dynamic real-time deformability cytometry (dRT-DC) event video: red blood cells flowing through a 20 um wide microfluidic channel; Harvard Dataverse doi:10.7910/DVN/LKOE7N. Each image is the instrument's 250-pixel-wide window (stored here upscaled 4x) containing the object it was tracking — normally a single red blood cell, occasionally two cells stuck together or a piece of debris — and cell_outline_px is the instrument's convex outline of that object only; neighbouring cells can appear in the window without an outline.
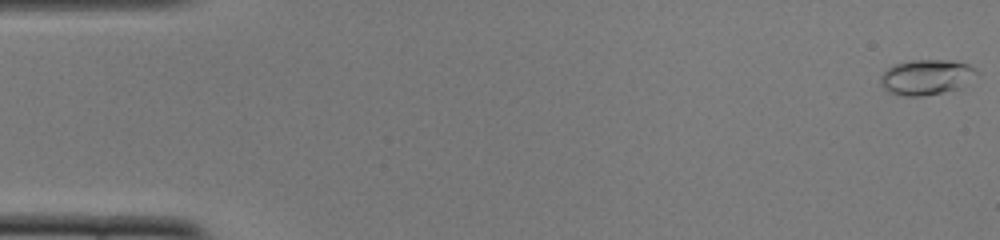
{"species": "common noctule bat (a hibernating species)", "species_latin": "Nyctalus noctula", "temperature_condition": "cold", "stored_images_in_passage": 51, "camera_frame_rate_fps": 3000, "um_per_image_px": 0.085, "animal": {"sex": "female", "body_mass_g": 22.0, "forearm_length_mm": 56.7}, "frame": {"image": 1, "passage_image": 1, "time_ms": 0.0, "image_size_px": [1000, 240], "cell_outline_px": [[980, 72], [960, 88], [924, 96], [908, 96], [888, 92], [880, 84], [880, 76], [892, 64], [912, 60], [952, 60], [968, 64]], "centroid_in_image_um": [78.73, 6.55], "position_along_channel_um": 6.3, "area_um2": 19.83}}
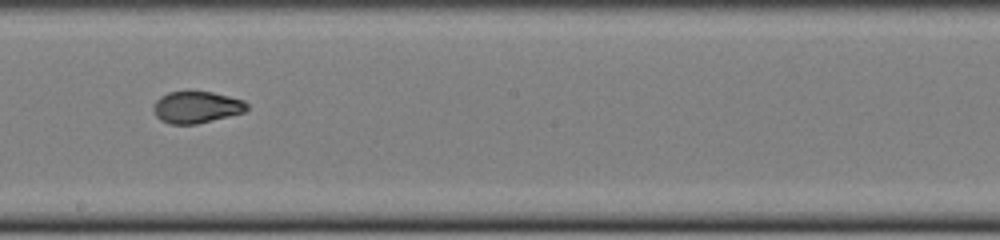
{"frame": {"image": 2, "passage_image": 29, "time_ms": 9.333, "image_size_px": [1000, 240], "cell_outline_px": [[248, 108], [244, 112], [196, 124], [168, 124], [160, 120], [156, 116], [152, 108], [156, 100], [160, 96], [168, 92], [188, 88], [212, 92], [244, 100], [248, 104]], "centroid_in_image_um": [16.65, 9.07], "position_along_channel_um": 231.5, "area_um2": 17.86}}
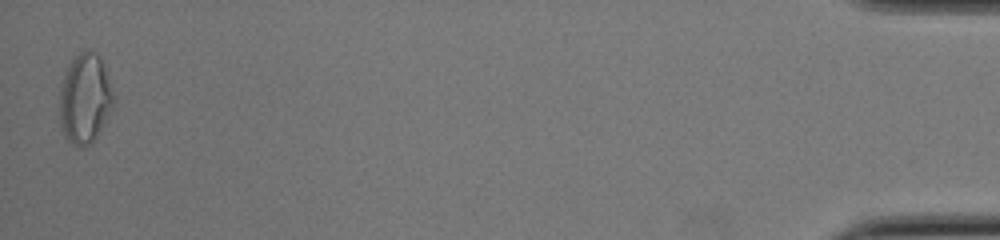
{"frame": {"image": 3, "passage_image": 51, "time_ms": 16.667, "image_size_px": [1000, 240], "cell_outline_px": [[116, 100], [92, 144], [84, 148], [80, 148], [72, 144], [64, 136], [60, 124], [60, 88], [68, 64], [84, 48], [96, 52], [100, 56], [104, 64], [116, 96]], "centroid_in_image_um": [7.24, 8.37], "position_along_channel_um": 428.0, "area_um2": 28.73}, "authors_computed_cell_mechanics": {"area_um2": 17.918, "velocity_mm_per_s": 3.9234, "shape_relaxation_time_tau1_ms": null, "shape_relaxation_time_tau2_ms": 1.2333, "deformation_change_tau1": null, "deformation_change_tau2": 0.0578}}